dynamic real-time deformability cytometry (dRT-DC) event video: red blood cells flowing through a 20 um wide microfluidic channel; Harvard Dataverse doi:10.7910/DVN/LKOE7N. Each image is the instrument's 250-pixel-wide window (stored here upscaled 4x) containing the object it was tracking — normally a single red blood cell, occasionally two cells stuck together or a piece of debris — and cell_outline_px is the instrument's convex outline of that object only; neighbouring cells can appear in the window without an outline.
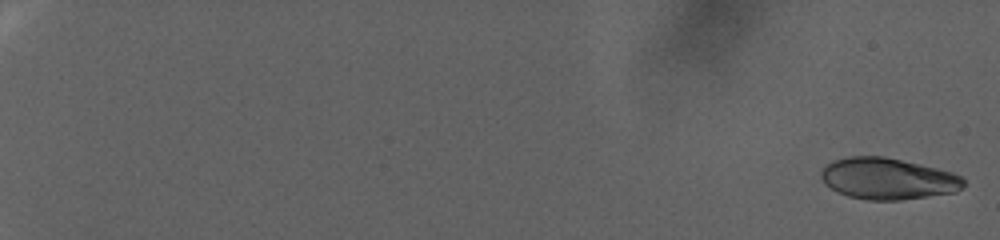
{"species": "human", "species_latin": "Homo sapiens", "temperature_condition": "warm", "stored_images_in_passage": 97, "camera_frame_rate_fps": 3000, "um_per_image_px": 0.085, "donor": {"sex": "female"}, "frame": {"image": 1, "passage_image": 2, "time_ms": 0.333, "image_size_px": [1000, 240], "cell_outline_px": [[964, 184], [956, 192], [900, 200], [868, 200], [848, 196], [836, 192], [824, 184], [820, 176], [820, 172], [832, 160], [848, 156], [884, 156], [920, 164], [952, 172], [960, 176], [964, 180]], "centroid_in_image_um": [75.42, 15.18], "position_along_channel_um": 9.6, "area_um2": 34.45}}
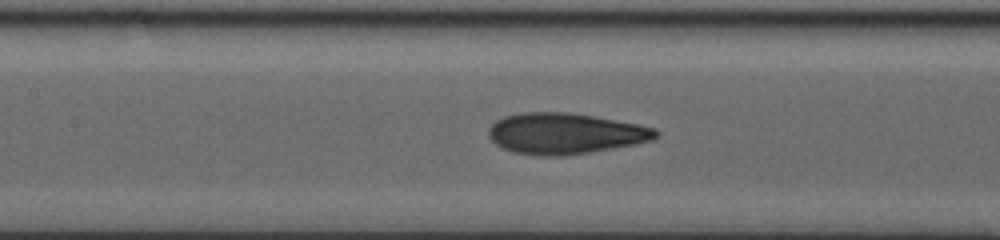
{"frame": {"image": 2, "passage_image": 54, "time_ms": 17.667, "image_size_px": [1000, 240], "cell_outline_px": [[660, 136], [652, 140], [636, 144], [588, 152], [560, 156], [540, 156], [512, 152], [496, 144], [488, 136], [488, 128], [496, 120], [504, 116], [520, 112], [568, 112], [640, 124], [656, 128], [660, 132]], "centroid_in_image_um": [48.04, 11.34], "position_along_channel_um": 159.4, "area_um2": 40.06}}
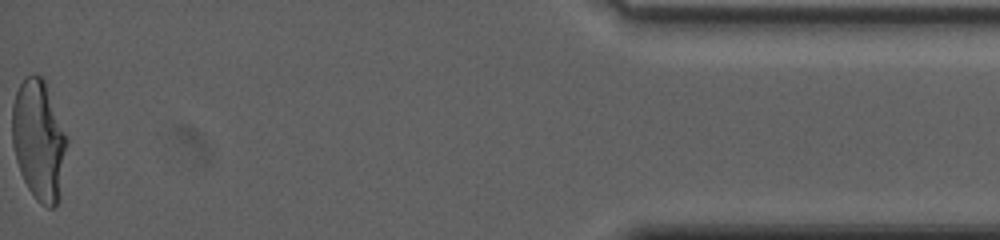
{"frame": {"image": 3, "passage_image": 97, "time_ms": 32.0, "image_size_px": [1000, 240], "cell_outline_px": [[68, 140], [60, 200], [52, 208], [48, 208], [40, 204], [36, 200], [28, 188], [20, 172], [16, 160], [12, 144], [12, 104], [16, 92], [24, 76], [40, 76], [44, 80]], "centroid_in_image_um": [3.3, 11.97], "position_along_channel_um": 431.9, "area_um2": 38.38}, "authors_computed_cell_mechanics": {"area_um2": 37.281, "velocity_mm_per_s": 2.3627, "shape_relaxation_time_tau1_ms": 8.8433, "shape_relaxation_time_tau2_ms": 1.2896, "deformation_change_tau1": 0.2471, "deformation_change_tau2": 0.0595}}